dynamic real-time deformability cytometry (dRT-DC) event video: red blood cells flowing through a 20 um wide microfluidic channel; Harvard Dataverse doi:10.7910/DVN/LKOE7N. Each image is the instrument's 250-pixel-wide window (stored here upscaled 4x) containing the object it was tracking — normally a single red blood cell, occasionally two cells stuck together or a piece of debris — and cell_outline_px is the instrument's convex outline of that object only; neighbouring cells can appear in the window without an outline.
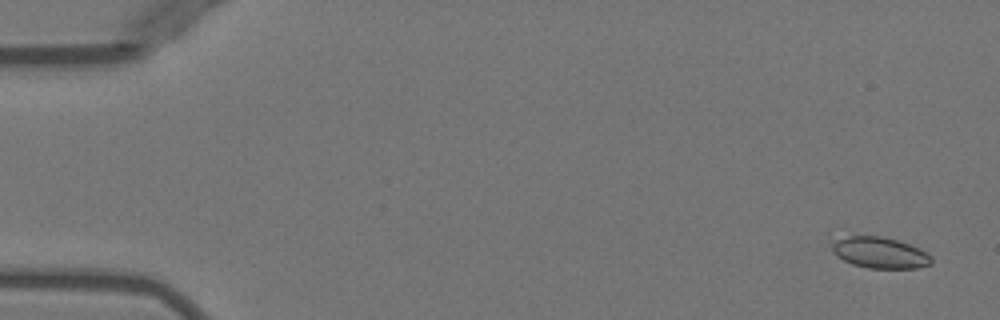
{"species": "Egyptian fruit bat (a non-hibernating species)", "species_latin": "Rousettus aegyptiacus", "temperature_condition": "warm", "stored_images_in_passage": 52, "camera_frame_rate_fps": 3000, "um_per_image_px": 0.085, "animal": {"sex": "female"}, "frame": {"image": 1, "passage_image": 3, "time_ms": 0.667, "image_size_px": [1000, 320], "cell_outline_px": [[932, 264], [916, 268], [868, 268], [852, 264], [836, 256], [832, 248], [832, 244], [836, 240], [852, 236], [880, 236], [896, 240], [920, 248], [928, 252], [932, 256]], "centroid_in_image_um": [74.84, 21.49], "position_along_channel_um": 10.2, "area_um2": 17.92}}
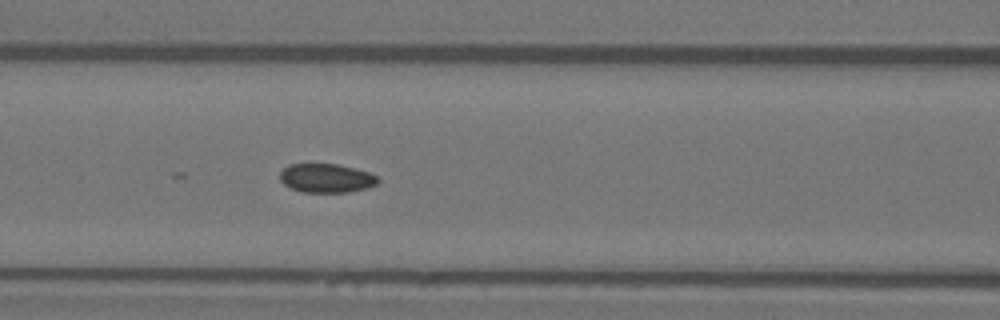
{"frame": {"image": 2, "passage_image": 23, "time_ms": 7.333, "image_size_px": [1000, 320], "cell_outline_px": [[380, 180], [376, 184], [368, 188], [348, 192], [304, 192], [292, 188], [284, 184], [280, 180], [280, 172], [288, 164], [340, 164], [368, 172], [376, 176]], "centroid_in_image_um": [27.74, 15.14], "position_along_channel_um": 138.9, "area_um2": 16.47}}
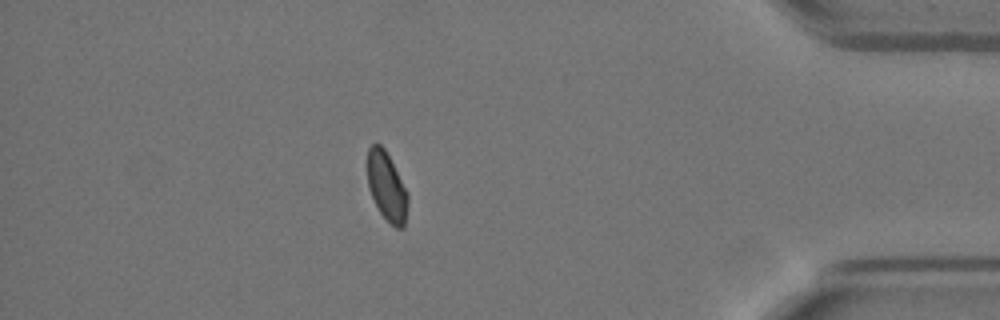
{"frame": {"image": 3, "passage_image": 46, "time_ms": 15.0, "image_size_px": [1000, 320], "cell_outline_px": [[408, 204], [404, 228], [396, 228], [380, 212], [368, 188], [368, 148], [372, 144], [380, 144], [384, 148], [408, 192]], "centroid_in_image_um": [32.88, 15.86], "position_along_channel_um": 402.3, "area_um2": 15.95}}